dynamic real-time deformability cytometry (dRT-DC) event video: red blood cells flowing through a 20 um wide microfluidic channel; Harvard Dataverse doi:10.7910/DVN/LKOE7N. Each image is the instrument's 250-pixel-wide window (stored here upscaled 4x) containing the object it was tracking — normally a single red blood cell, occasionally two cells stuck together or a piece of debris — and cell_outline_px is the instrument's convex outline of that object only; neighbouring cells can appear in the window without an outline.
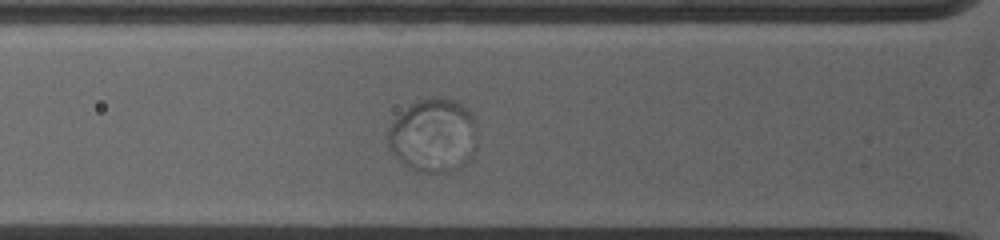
{"species": "common noctule bat (a hibernating species)", "species_latin": "Nyctalus noctula", "temperature_condition": "warm", "stored_images_in_passage": 63, "camera_frame_rate_fps": 5000, "um_per_image_px": 0.085, "animal": {"sex": "female", "body_mass_g": 19.0, "forearm_length_mm": 53.3}, "frame": {"image": 1, "passage_image": 10, "time_ms": 3.0, "image_size_px": [1000, 240], "cell_outline_px": [[468, 164], [460, 168], [448, 172], [420, 172], [404, 164], [396, 156], [388, 144], [388, 132], [392, 124], [412, 104], [420, 100], [452, 100], [468, 108]], "centroid_in_image_um": [36.7, 11.58], "position_along_channel_um": 89.1, "area_um2": 35.26}}
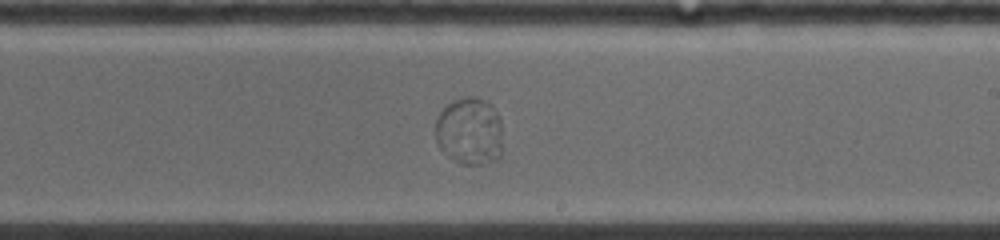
{"frame": {"image": 2, "passage_image": 28, "time_ms": 7.2, "image_size_px": [1000, 240], "cell_outline_px": [[500, 156], [496, 160], [484, 164], [460, 164], [452, 160], [440, 148], [436, 140], [436, 120], [440, 112], [448, 104], [456, 100], [472, 96], [488, 104], [500, 116]], "centroid_in_image_um": [39.88, 11.2], "position_along_channel_um": 249.1, "area_um2": 26.01}}
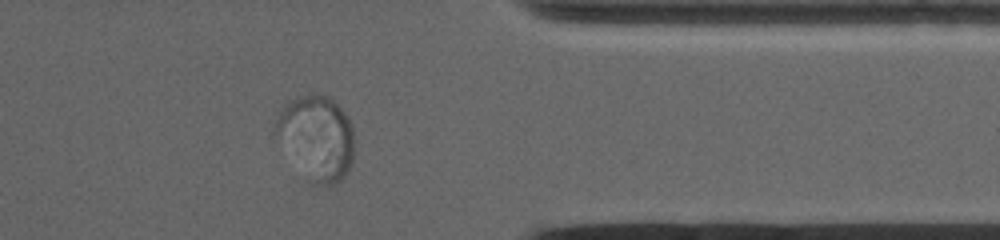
{"frame": {"image": 3, "passage_image": 45, "time_ms": 11.0, "image_size_px": [1000, 240], "cell_outline_px": [[352, 164], [348, 172], [340, 180], [332, 184], [312, 184], [308, 180], [272, 132], [284, 108], [296, 100], [304, 96], [324, 96], [332, 100], [340, 108], [348, 120], [352, 128]], "centroid_in_image_um": [26.92, 11.77], "position_along_channel_um": 384.5, "area_um2": 37.17}}